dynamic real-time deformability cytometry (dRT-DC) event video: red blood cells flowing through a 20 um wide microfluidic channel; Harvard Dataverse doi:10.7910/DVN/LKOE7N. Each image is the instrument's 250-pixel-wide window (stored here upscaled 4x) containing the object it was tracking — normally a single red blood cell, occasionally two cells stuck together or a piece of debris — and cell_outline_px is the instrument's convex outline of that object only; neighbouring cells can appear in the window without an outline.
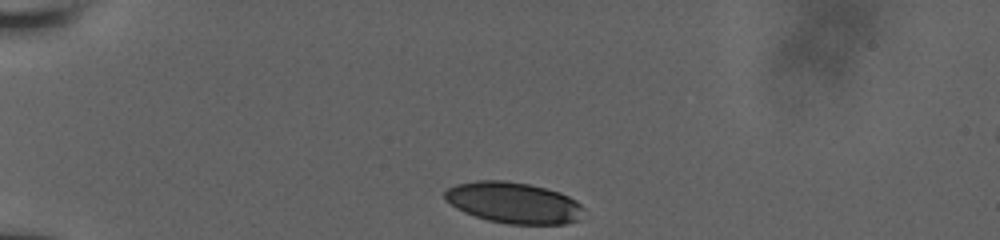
{"species": "human", "species_latin": "Homo sapiens", "temperature_condition": "room temperature", "stored_images_in_passage": 34, "camera_frame_rate_fps": 3000, "um_per_image_px": 0.085, "donor": {"sex": "male"}, "frame": {"image": 1, "passage_image": 1, "time_ms": 0.0, "image_size_px": [1000, 240], "cell_outline_px": [[584, 208], [580, 220], [564, 224], [508, 224], [488, 220], [464, 212], [456, 208], [444, 200], [444, 192], [448, 188], [456, 184], [476, 180], [504, 180], [528, 184], [560, 192], [576, 200]], "centroid_in_image_um": [43.65, 17.23], "position_along_channel_um": 41.4, "area_um2": 33.41}}
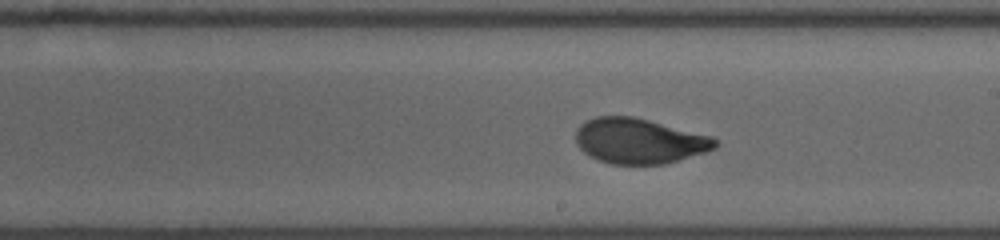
{"frame": {"image": 2, "passage_image": 20, "time_ms": 6.333, "image_size_px": [1000, 240], "cell_outline_px": [[720, 144], [716, 148], [704, 152], [664, 164], [612, 164], [600, 160], [584, 152], [576, 144], [576, 128], [580, 124], [596, 116], [632, 116], [712, 136]], "centroid_in_image_um": [54.33, 11.97], "position_along_channel_um": 234.7, "area_um2": 36.53}}
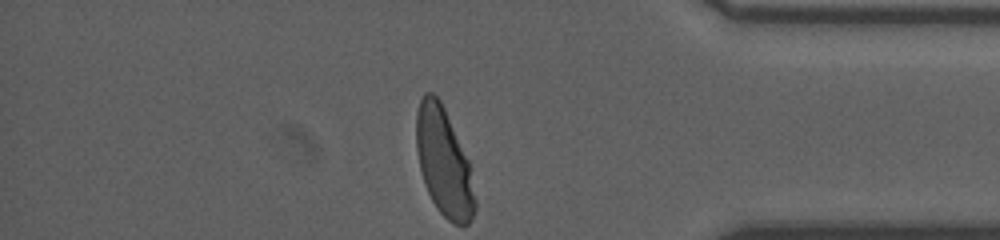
{"frame": {"image": 3, "passage_image": 34, "time_ms": 11.0, "image_size_px": [1000, 240], "cell_outline_px": [[476, 208], [472, 220], [468, 224], [452, 224], [436, 208], [428, 192], [420, 168], [416, 148], [416, 112], [420, 100], [424, 92], [432, 92], [440, 100], [444, 108], [468, 160], [476, 200]], "centroid_in_image_um": [37.72, 13.8], "position_along_channel_um": 397.5, "area_um2": 36.65}, "authors_computed_cell_mechanics": {"area_um2": 36.6163, "velocity_mm_per_s": 3.9053, "shape_relaxation_time_tau1_ms": 3.5299, "shape_relaxation_time_tau2_ms": null, "deformation_change_tau1": 0.1699, "deformation_change_tau2": null}}